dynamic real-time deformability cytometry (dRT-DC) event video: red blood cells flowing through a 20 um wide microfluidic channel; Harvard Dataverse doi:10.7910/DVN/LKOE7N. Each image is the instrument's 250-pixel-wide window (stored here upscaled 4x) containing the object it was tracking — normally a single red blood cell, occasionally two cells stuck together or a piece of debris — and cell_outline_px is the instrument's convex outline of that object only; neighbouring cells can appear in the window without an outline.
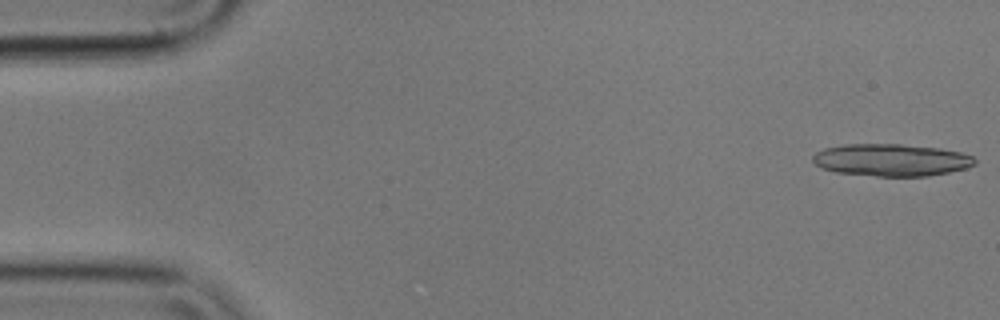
{"species": "common noctule bat (a hibernating species)", "species_latin": "Nyctalus noctula", "temperature_condition": "cold", "stored_images_in_passage": 7, "segment_of_instrument_passage": [1, 2], "camera_frame_rate_fps": 3000, "um_per_image_px": 0.085, "animal": {"sex": "male", "body_mass_g": 17.9}, "frame": {"image": 1, "passage_image": 1, "time_ms": 0.0, "image_size_px": [1000, 320], "cell_outline_px": [[976, 164], [968, 168], [928, 176], [876, 176], [836, 172], [820, 168], [812, 160], [812, 156], [816, 152], [824, 148], [844, 144], [900, 144], [940, 148], [960, 152], [972, 156], [976, 160]], "centroid_in_image_um": [75.75, 13.6], "position_along_channel_um": 9.2, "area_um2": 30.58}}